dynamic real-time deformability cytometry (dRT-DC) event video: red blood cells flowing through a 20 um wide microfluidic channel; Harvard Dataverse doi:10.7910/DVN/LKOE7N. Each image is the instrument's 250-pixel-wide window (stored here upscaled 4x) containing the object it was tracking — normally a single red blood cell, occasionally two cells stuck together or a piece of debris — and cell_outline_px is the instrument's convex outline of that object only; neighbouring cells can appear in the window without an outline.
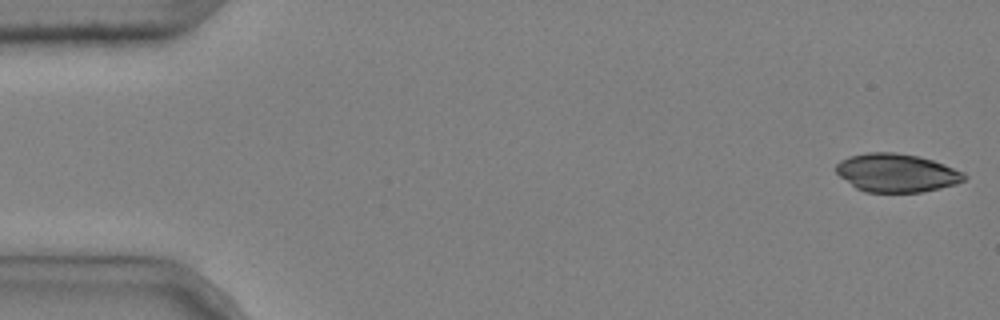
{"species": "common noctule bat (a hibernating species)", "species_latin": "Nyctalus noctula", "temperature_condition": "cold", "stored_images_in_passage": 5, "camera_frame_rate_fps": 3000, "um_per_image_px": 0.085, "animal": {"sex": "male", "body_mass_g": 20.4}, "frame": {"image": 1, "passage_image": 1, "time_ms": 0.0, "image_size_px": [1000, 320], "cell_outline_px": [[968, 176], [964, 180], [956, 184], [940, 188], [920, 192], [864, 192], [856, 188], [840, 176], [836, 172], [836, 164], [840, 160], [848, 156], [868, 152], [896, 152], [920, 156], [944, 164], [964, 172]], "centroid_in_image_um": [76.21, 14.68], "position_along_channel_um": 8.8, "area_um2": 28.78}}
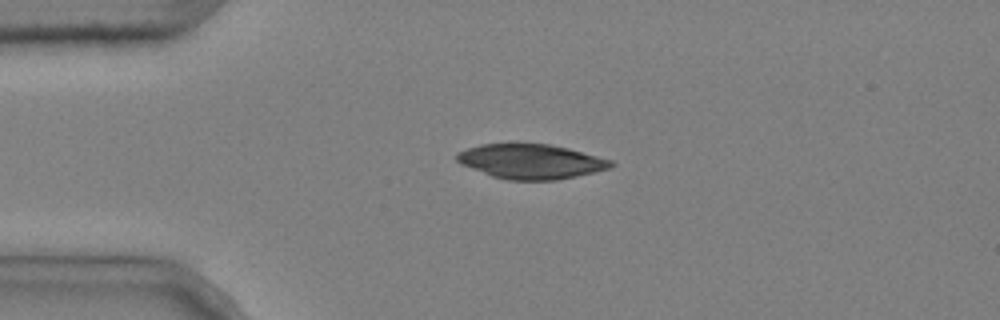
{"frame": {"image": 2, "passage_image": 4, "time_ms": 1.0, "image_size_px": [1000, 320], "cell_outline_px": [[616, 164], [612, 168], [576, 176], [556, 180], [508, 180], [492, 176], [460, 164], [456, 160], [456, 152], [480, 144], [548, 144], [568, 148], [612, 160]], "centroid_in_image_um": [45.13, 13.73], "position_along_channel_um": 39.9, "area_um2": 31.1}}